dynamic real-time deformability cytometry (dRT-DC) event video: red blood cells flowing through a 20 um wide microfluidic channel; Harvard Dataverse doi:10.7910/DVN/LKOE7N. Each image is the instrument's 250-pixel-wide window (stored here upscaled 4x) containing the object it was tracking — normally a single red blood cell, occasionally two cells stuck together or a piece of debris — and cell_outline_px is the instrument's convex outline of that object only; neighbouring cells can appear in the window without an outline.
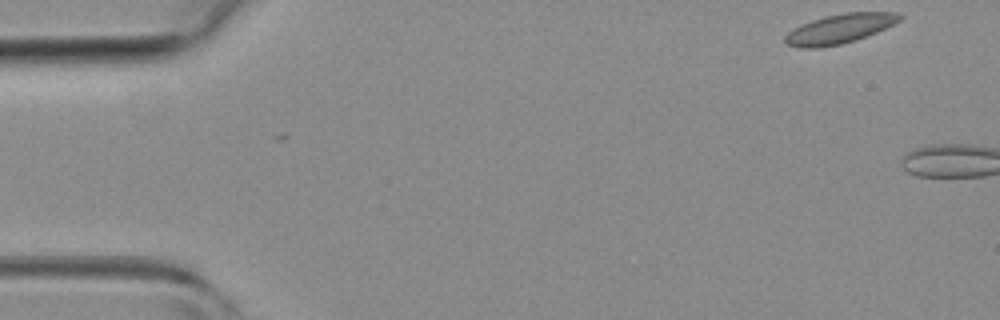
{"species": "common noctule bat (a hibernating species)", "species_latin": "Nyctalus noctula", "temperature_condition": "room temperature", "stored_images_in_passage": 2, "camera_frame_rate_fps": 3000, "um_per_image_px": 0.085, "animal": {"sex": "female", "body_mass_g": 19.3, "forearm_length_mm": 54.1}, "frame": {"image": 1, "passage_image": 1, "time_ms": 0.0, "image_size_px": [1000, 320], "cell_outline_px": [[904, 16], [900, 20], [876, 32], [856, 40], [840, 44], [816, 48], [800, 48], [788, 44], [784, 40], [784, 36], [788, 32], [812, 20], [824, 16], [844, 12], [896, 12]], "centroid_in_image_um": [71.37, 2.44], "position_along_channel_um": 13.6, "area_um2": 19.42}}